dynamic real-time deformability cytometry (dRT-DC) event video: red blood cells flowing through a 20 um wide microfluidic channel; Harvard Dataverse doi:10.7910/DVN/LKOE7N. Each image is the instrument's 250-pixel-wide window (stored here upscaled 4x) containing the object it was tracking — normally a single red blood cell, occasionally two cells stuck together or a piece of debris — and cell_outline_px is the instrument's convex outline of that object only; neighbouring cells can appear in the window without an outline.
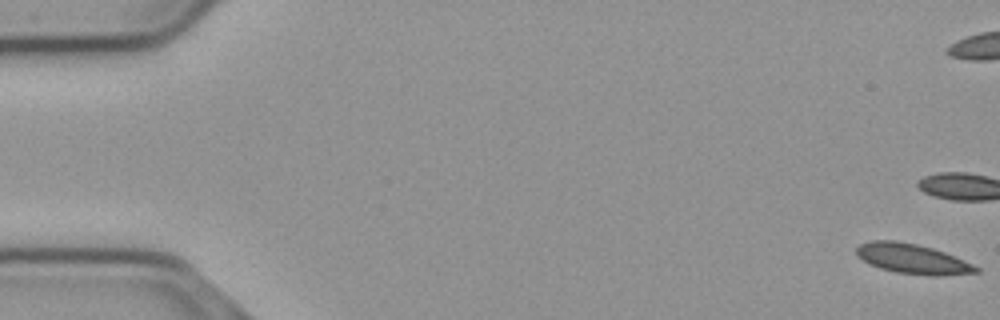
{"species": "common noctule bat (a hibernating species)", "species_latin": "Nyctalus noctula", "temperature_condition": "cold", "stored_images_in_passage": 57, "camera_frame_rate_fps": 3000, "um_per_image_px": 0.085, "animal": {"sex": "male", "body_mass_g": 23.1, "forearm_length_mm": 52.7}, "frame": {"image": 1, "passage_image": 1, "time_ms": 0.0, "image_size_px": [1000, 320], "cell_outline_px": [[980, 272], [936, 276], [932, 276], [896, 272], [880, 268], [856, 256], [856, 248], [860, 244], [872, 240], [896, 240], [916, 244], [932, 248], [944, 252], [972, 264], [980, 268]], "centroid_in_image_um": [77.55, 21.99], "position_along_channel_um": 7.5, "area_um2": 20.63}, "authors_computed_cell_mechanics": {"area_um2": 20.808, "velocity_mm_per_s": 3.6549, "shape_relaxation_time_tau1_ms": 9.8902, "shape_relaxation_time_tau2_ms": 1.9305, "deformation_change_tau1": 0.1905, "deformation_change_tau2": 0.059}}